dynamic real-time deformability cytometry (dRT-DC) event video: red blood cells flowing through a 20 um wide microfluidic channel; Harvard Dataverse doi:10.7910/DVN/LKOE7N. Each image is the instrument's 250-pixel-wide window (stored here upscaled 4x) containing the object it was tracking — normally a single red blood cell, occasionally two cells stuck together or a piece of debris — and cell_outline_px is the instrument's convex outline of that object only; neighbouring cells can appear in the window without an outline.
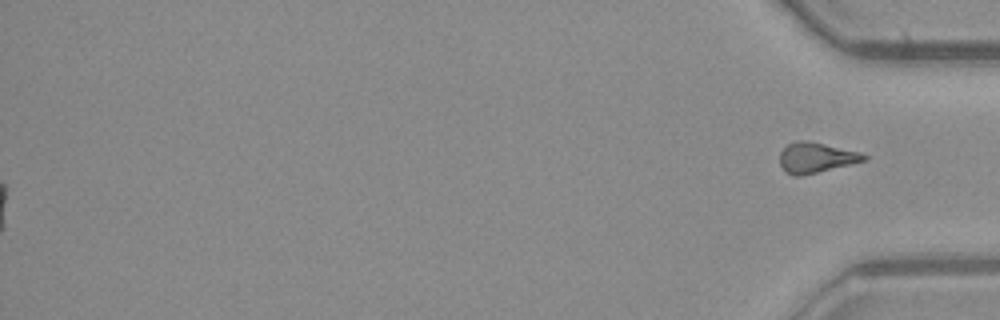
{"species": "common noctule bat (a hibernating species)", "species_latin": "Nyctalus noctula", "temperature_condition": "warm", "stored_images_in_passage": 37, "segment_of_instrument_passage": [2, 2], "camera_frame_rate_fps": 3000, "um_per_image_px": 0.085, "animal": {"sex": "male", "body_mass_g": 23.1, "forearm_length_mm": 52.7}, "frame": {"image": 1, "passage_image": 37, "time_ms": 12.0, "image_size_px": [1000, 320], "cell_outline_px": [[868, 160], [800, 176], [796, 176], [784, 172], [780, 164], [780, 152], [788, 144], [796, 140], [808, 140], [860, 152], [868, 156]], "centroid_in_image_um": [69.36, 13.39], "position_along_channel_um": 365.8, "area_um2": 14.91}}